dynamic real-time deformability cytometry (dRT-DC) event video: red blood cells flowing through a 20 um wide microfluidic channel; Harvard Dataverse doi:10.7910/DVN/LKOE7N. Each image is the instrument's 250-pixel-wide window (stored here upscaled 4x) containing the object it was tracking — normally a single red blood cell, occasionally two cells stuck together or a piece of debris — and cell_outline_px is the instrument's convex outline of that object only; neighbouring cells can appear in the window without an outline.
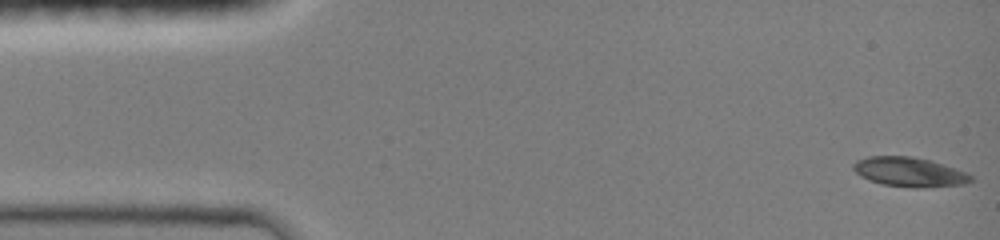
{"species": "common noctule bat (a hibernating species)", "species_latin": "Nyctalus noctula", "temperature_condition": "room temperature", "stored_images_in_passage": 31, "camera_frame_rate_fps": 3000, "um_per_image_px": 0.085, "animal": {"sex": "female", "body_mass_g": 19.0, "forearm_length_mm": 51.5}, "frame": {"image": 1, "passage_image": 1, "time_ms": 0.0, "image_size_px": [1000, 240], "cell_outline_px": [[972, 180], [960, 184], [916, 188], [884, 184], [872, 180], [856, 172], [852, 168], [852, 164], [856, 160], [868, 156], [908, 156], [928, 160], [964, 172], [972, 176]], "centroid_in_image_um": [77.23, 14.61], "position_along_channel_um": 7.8, "area_um2": 19.42}}
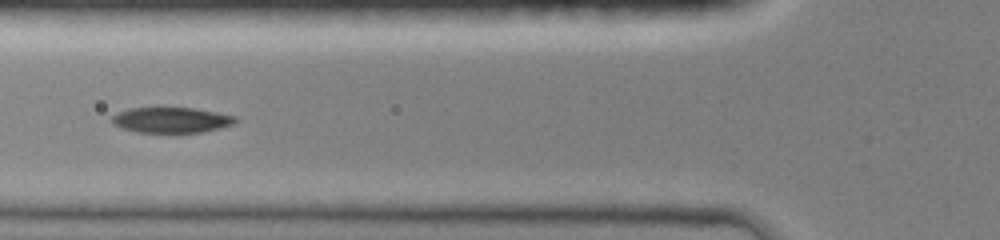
{"frame": {"image": 2, "passage_image": 22, "time_ms": 5.333, "image_size_px": [1000, 240], "cell_outline_px": [[240, 120], [232, 124], [220, 128], [200, 132], [140, 132], [124, 128], [112, 124], [112, 116], [128, 108], [192, 108], [216, 112], [236, 116]], "centroid_in_image_um": [14.6, 10.19], "position_along_channel_um": 111.2, "area_um2": 18.09}}
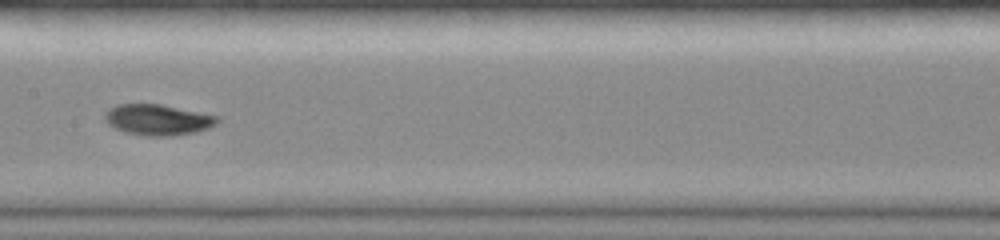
{"frame": {"image": 3, "passage_image": 30, "time_ms": 7.333, "image_size_px": [1000, 240], "cell_outline_px": [[220, 120], [216, 124], [208, 128], [196, 132], [172, 136], [148, 136], [124, 132], [112, 128], [104, 120], [104, 112], [108, 108], [116, 104], [160, 104], [220, 116]], "centroid_in_image_um": [13.38, 10.18], "position_along_channel_um": 194.0, "area_um2": 20.52}}